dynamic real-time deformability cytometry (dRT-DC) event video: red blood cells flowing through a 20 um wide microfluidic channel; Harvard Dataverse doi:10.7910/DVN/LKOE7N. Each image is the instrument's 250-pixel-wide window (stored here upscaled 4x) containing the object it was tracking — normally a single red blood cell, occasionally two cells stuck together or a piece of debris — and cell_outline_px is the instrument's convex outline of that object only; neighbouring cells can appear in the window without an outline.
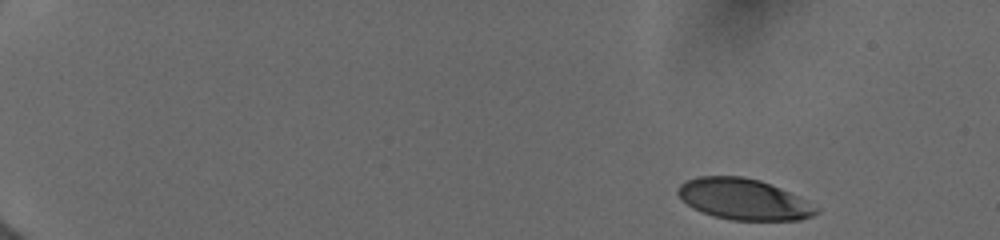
{"species": "human", "species_latin": "Homo sapiens", "temperature_condition": "cold", "stored_images_in_passage": 22, "camera_frame_rate_fps": 3000, "um_per_image_px": 0.085, "donor": {"sex": "female"}, "frame": {"image": 1, "passage_image": 1, "time_ms": 0.0, "image_size_px": [1000, 240], "cell_outline_px": [[820, 212], [812, 216], [800, 220], [732, 220], [712, 216], [692, 208], [680, 200], [676, 192], [676, 188], [680, 184], [688, 180], [700, 176], [744, 176], [760, 180], [780, 188], [808, 200], [820, 208]], "centroid_in_image_um": [63.21, 16.94], "position_along_channel_um": 21.8, "area_um2": 33.47}}
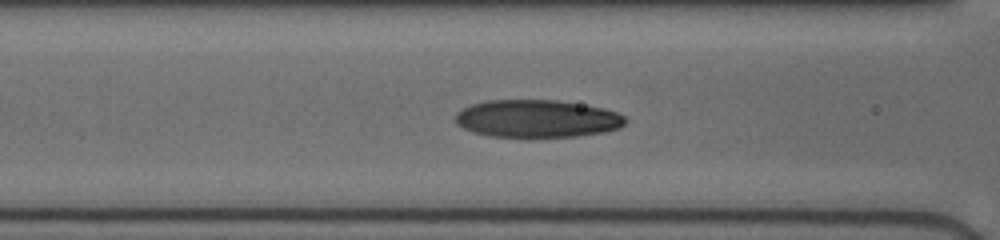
{"frame": {"image": 2, "passage_image": 19, "time_ms": 6.333, "image_size_px": [1000, 240], "cell_outline_px": [[628, 120], [620, 128], [604, 132], [576, 136], [492, 136], [472, 132], [456, 124], [456, 112], [472, 104], [488, 100], [556, 100], [604, 108], [616, 112], [624, 116]], "centroid_in_image_um": [45.66, 10.08], "position_along_channel_um": 120.9, "area_um2": 36.99}}
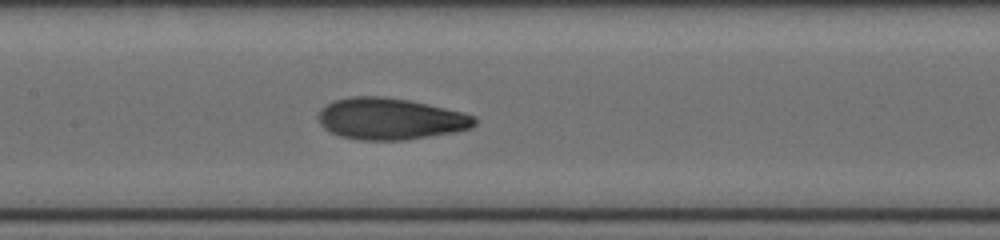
{"frame": {"image": 3, "passage_image": 22, "time_ms": 7.667, "image_size_px": [1000, 240], "cell_outline_px": [[476, 124], [472, 128], [456, 132], [404, 140], [360, 140], [340, 136], [328, 132], [320, 124], [320, 108], [332, 100], [352, 96], [384, 96], [408, 100], [428, 104], [464, 112], [476, 116]], "centroid_in_image_um": [33.19, 10.1], "position_along_channel_um": 174.2, "area_um2": 38.15}}